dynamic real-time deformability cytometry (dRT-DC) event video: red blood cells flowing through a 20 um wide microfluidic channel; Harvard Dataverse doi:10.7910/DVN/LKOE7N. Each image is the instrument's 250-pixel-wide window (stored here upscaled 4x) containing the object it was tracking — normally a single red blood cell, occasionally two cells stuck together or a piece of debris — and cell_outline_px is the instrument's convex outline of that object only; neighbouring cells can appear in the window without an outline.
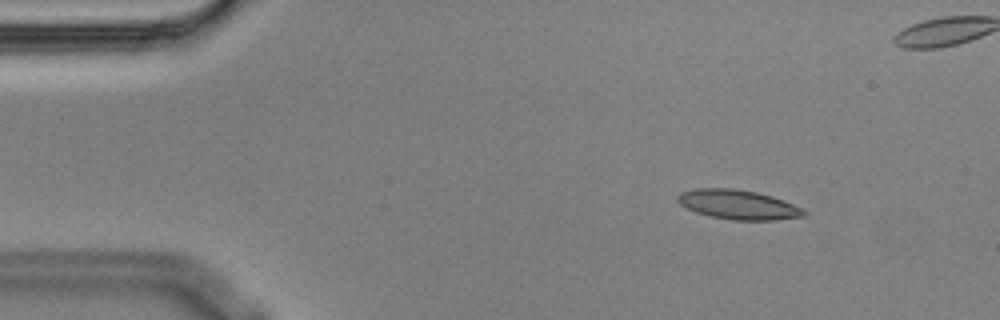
{"species": "Egyptian fruit bat (a non-hibernating species)", "species_latin": "Rousettus aegyptiacus", "temperature_condition": "cold", "stored_images_in_passage": 8, "camera_frame_rate_fps": 3000, "um_per_image_px": 0.085, "animal": {"sex": "male"}, "frame": {"image": 1, "passage_image": 2, "time_ms": 0.333, "image_size_px": [1000, 320], "cell_outline_px": [[808, 212], [804, 216], [776, 220], [732, 220], [708, 216], [696, 212], [680, 204], [676, 200], [676, 196], [680, 192], [696, 188], [732, 188], [756, 192], [772, 196], [804, 208]], "centroid_in_image_um": [62.74, 17.39], "position_along_channel_um": 22.3, "area_um2": 21.85}}
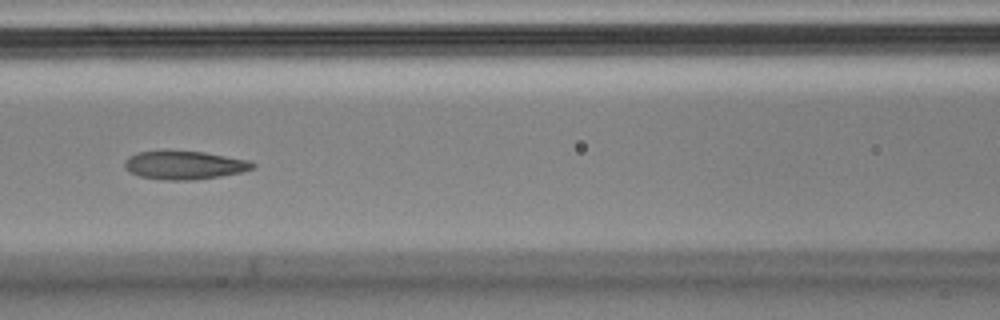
{"frame": {"image": 2, "passage_image": 7, "time_ms": 2.0, "image_size_px": [1000, 320], "cell_outline_px": [[256, 168], [240, 172], [220, 176], [192, 180], [164, 180], [140, 176], [124, 168], [124, 160], [128, 156], [136, 152], [168, 148], [204, 152], [248, 160], [256, 164]], "centroid_in_image_um": [15.62, 13.99], "position_along_channel_um": 151.0, "area_um2": 21.85}}
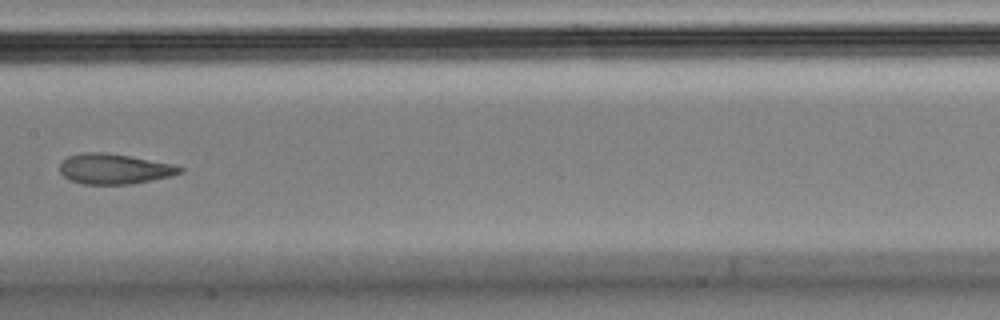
{"frame": {"image": 3, "passage_image": 8, "time_ms": 2.333, "image_size_px": [1000, 320], "cell_outline_px": [[184, 172], [172, 176], [132, 184], [84, 184], [72, 180], [64, 176], [60, 172], [60, 164], [68, 156], [80, 152], [104, 152], [128, 156], [172, 164], [184, 168]], "centroid_in_image_um": [9.73, 14.35], "position_along_channel_um": 197.7, "area_um2": 21.1}}